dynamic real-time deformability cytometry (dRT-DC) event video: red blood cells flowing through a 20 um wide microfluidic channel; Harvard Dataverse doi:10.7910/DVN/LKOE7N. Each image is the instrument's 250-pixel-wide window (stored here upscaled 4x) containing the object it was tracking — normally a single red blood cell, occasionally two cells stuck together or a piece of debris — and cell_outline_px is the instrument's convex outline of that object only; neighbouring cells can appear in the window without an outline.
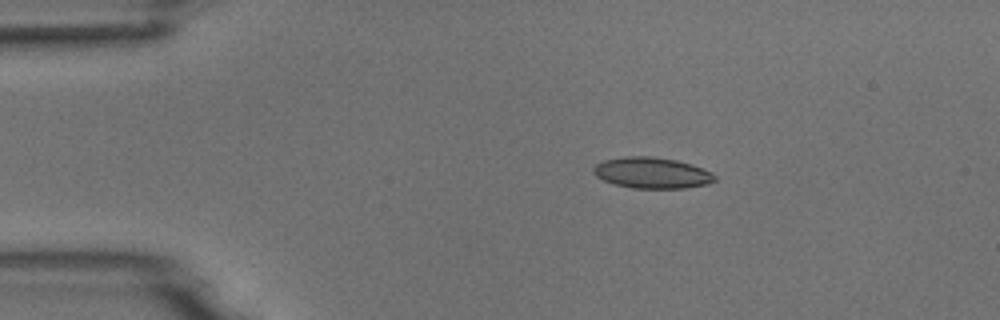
{"species": "common noctule bat (a hibernating species)", "species_latin": "Nyctalus noctula", "temperature_condition": "room temperature", "stored_images_in_passage": 3, "camera_frame_rate_fps": 3000, "um_per_image_px": 0.085, "animal": {"sex": "male", "body_mass_g": 18.8}, "frame": {"image": 1, "passage_image": 2, "time_ms": 1.333, "image_size_px": [1000, 320], "cell_outline_px": [[716, 180], [708, 184], [684, 188], [632, 188], [616, 184], [604, 180], [596, 176], [592, 172], [592, 168], [596, 164], [604, 160], [624, 156], [652, 156], [676, 160], [692, 164], [704, 168], [712, 172], [716, 176]], "centroid_in_image_um": [55.43, 14.68], "position_along_channel_um": 29.6, "area_um2": 22.08}}